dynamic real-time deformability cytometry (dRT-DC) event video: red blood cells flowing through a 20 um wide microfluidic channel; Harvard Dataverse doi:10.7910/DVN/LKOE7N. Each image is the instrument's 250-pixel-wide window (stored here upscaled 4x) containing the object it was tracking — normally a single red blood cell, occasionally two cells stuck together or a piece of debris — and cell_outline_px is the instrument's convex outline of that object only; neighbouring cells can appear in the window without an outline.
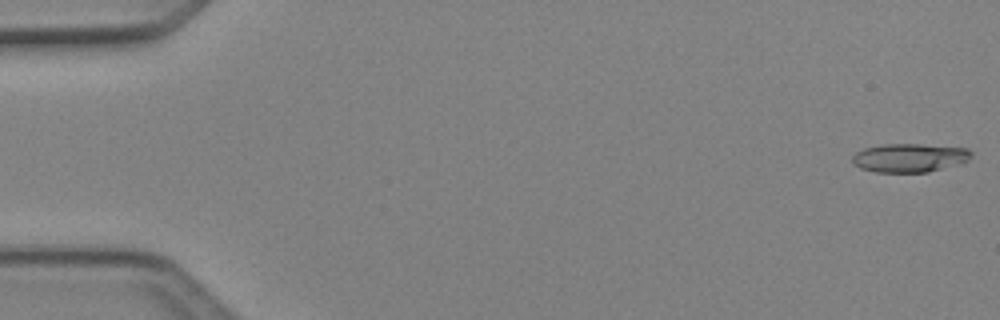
{"species": "Egyptian fruit bat (a non-hibernating species)", "species_latin": "Rousettus aegyptiacus", "temperature_condition": "cold", "stored_images_in_passage": 10, "camera_frame_rate_fps": 3000, "um_per_image_px": 0.085, "animal": {"sex": "female"}, "frame": {"image": 1, "passage_image": 1, "time_ms": 0.0, "image_size_px": [1000, 320], "cell_outline_px": [[972, 156], [968, 160], [960, 164], [928, 172], [876, 172], [860, 168], [852, 164], [852, 156], [856, 152], [864, 148], [880, 144], [920, 144], [968, 148], [972, 152]], "centroid_in_image_um": [77.3, 13.41], "position_along_channel_um": 7.7, "area_um2": 20.06}}